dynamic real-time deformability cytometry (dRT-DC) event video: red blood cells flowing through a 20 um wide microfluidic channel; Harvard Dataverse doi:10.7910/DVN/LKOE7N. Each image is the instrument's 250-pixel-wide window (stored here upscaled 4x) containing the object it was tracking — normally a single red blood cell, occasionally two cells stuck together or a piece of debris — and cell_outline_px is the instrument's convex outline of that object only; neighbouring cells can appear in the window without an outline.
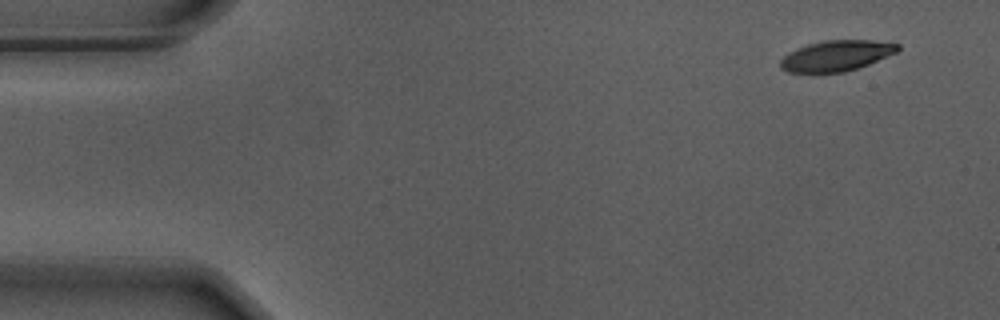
{"species": "Egyptian fruit bat (a non-hibernating species)", "species_latin": "Rousettus aegyptiacus", "temperature_condition": "warm", "stored_images_in_passage": 53, "camera_frame_rate_fps": 3000, "um_per_image_px": 0.085, "animal": {"sex": "male"}, "frame": {"image": 1, "passage_image": 1, "time_ms": 0.0, "image_size_px": [1000, 320], "cell_outline_px": [[900, 48], [896, 52], [868, 64], [844, 72], [788, 72], [780, 68], [780, 60], [784, 56], [808, 44], [824, 40], [872, 40], [900, 44]], "centroid_in_image_um": [71.1, 4.73], "position_along_channel_um": 13.9, "area_um2": 20.58}}
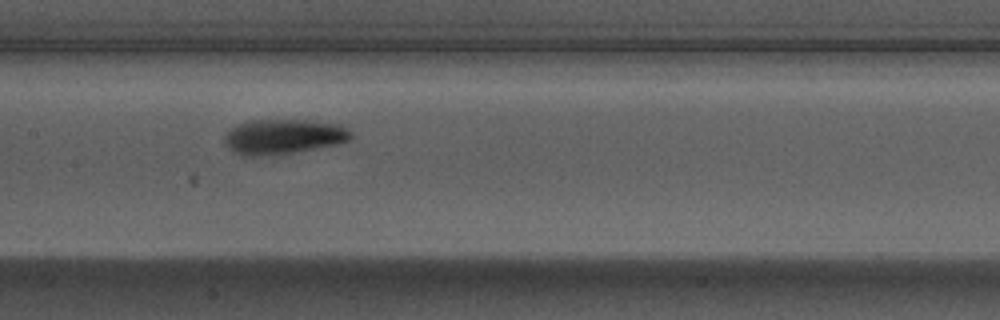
{"frame": {"image": 2, "passage_image": 24, "time_ms": 7.667, "image_size_px": [1000, 320], "cell_outline_px": [[352, 136], [348, 140], [336, 144], [292, 152], [256, 156], [244, 156], [236, 152], [224, 140], [224, 136], [236, 124], [248, 120], [304, 120], [348, 124], [352, 132]], "centroid_in_image_um": [24.16, 11.58], "position_along_channel_um": 183.2, "area_um2": 25.61}}
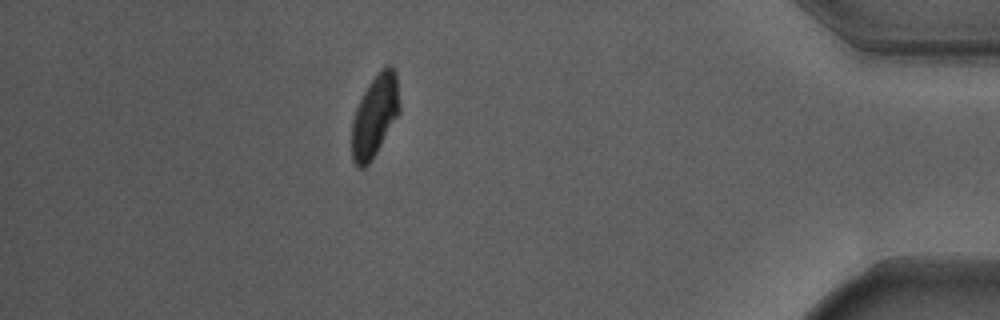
{"frame": {"image": 3, "passage_image": 46, "time_ms": 15.0, "image_size_px": [1000, 320], "cell_outline_px": [[400, 112], [376, 152], [368, 164], [364, 168], [356, 168], [352, 160], [352, 120], [356, 108], [368, 84], [388, 64], [392, 64], [396, 72], [400, 104]], "centroid_in_image_um": [31.86, 9.85], "position_along_channel_um": 403.3, "area_um2": 22.6}, "authors_computed_cell_mechanics": {"area_um2": 23.409, "velocity_mm_per_s": 3.6865, "shape_relaxation_time_tau1_ms": 2.6451, "shape_relaxation_time_tau2_ms": 3.3861, "deformation_change_tau1": 0.1929, "deformation_change_tau2": 0.0928}}